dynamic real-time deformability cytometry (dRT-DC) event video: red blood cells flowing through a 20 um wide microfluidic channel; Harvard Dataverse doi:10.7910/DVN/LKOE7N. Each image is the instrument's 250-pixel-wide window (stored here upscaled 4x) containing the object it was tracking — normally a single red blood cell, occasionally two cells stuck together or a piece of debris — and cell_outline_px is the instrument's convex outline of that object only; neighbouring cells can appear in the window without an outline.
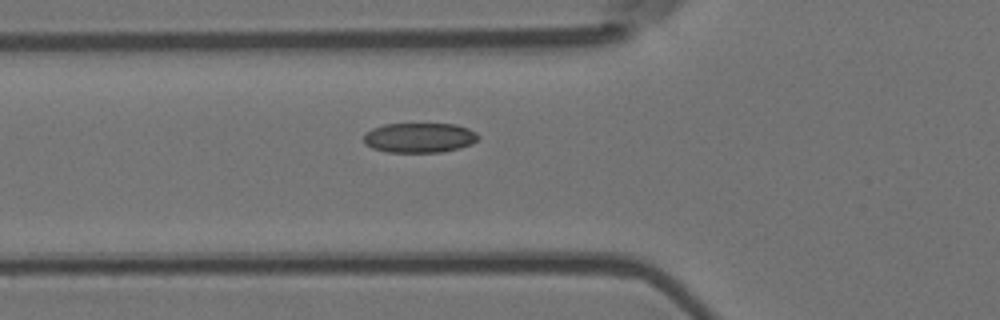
{"species": "Egyptian fruit bat (a non-hibernating species)", "species_latin": "Rousettus aegyptiacus", "temperature_condition": "room temperature", "stored_images_in_passage": 5, "camera_frame_rate_fps": 3000, "um_per_image_px": 0.085, "animal": {"sex": "female"}, "frame": {"image": 1, "passage_image": 5, "time_ms": 1.333, "image_size_px": [1000, 320], "cell_outline_px": [[480, 136], [472, 144], [460, 148], [440, 152], [388, 152], [372, 148], [364, 144], [364, 132], [372, 128], [384, 124], [456, 124], [468, 128], [476, 132]], "centroid_in_image_um": [35.64, 11.7], "position_along_channel_um": 90.2, "area_um2": 20.06}}